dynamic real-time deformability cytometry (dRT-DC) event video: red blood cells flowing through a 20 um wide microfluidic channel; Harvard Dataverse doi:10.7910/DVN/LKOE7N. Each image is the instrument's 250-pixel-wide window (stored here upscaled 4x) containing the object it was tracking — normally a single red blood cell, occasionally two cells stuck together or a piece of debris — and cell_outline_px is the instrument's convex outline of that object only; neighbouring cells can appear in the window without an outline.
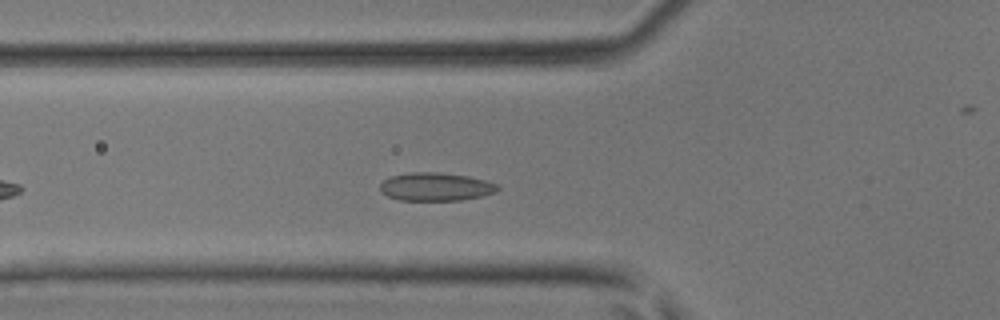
{"species": "common noctule bat (a hibernating species)", "species_latin": "Nyctalus noctula", "temperature_condition": "room temperature", "stored_images_in_passage": 23, "camera_frame_rate_fps": 3000, "um_per_image_px": 0.085, "animal": {"sex": "male", "body_mass_g": 17.9, "forearm_length_mm": 54.2}, "frame": {"image": 1, "passage_image": 3, "time_ms": 0.667, "image_size_px": [1000, 320], "cell_outline_px": [[500, 188], [496, 192], [480, 196], [460, 200], [400, 200], [388, 196], [380, 192], [380, 184], [388, 176], [408, 172], [440, 172], [468, 176], [484, 180], [496, 184]], "centroid_in_image_um": [36.99, 15.86], "position_along_channel_um": 88.8, "area_um2": 19.36}}
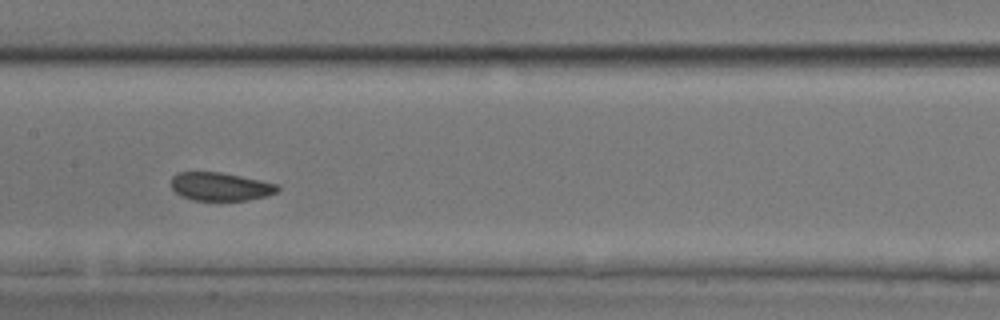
{"frame": {"image": 2, "passage_image": 10, "time_ms": 3.0, "image_size_px": [1000, 320], "cell_outline_px": [[280, 188], [276, 192], [268, 196], [248, 200], [192, 200], [180, 196], [172, 188], [172, 176], [180, 172], [220, 172], [240, 176], [276, 184]], "centroid_in_image_um": [18.72, 15.87], "position_along_channel_um": 188.7, "area_um2": 17.4}}
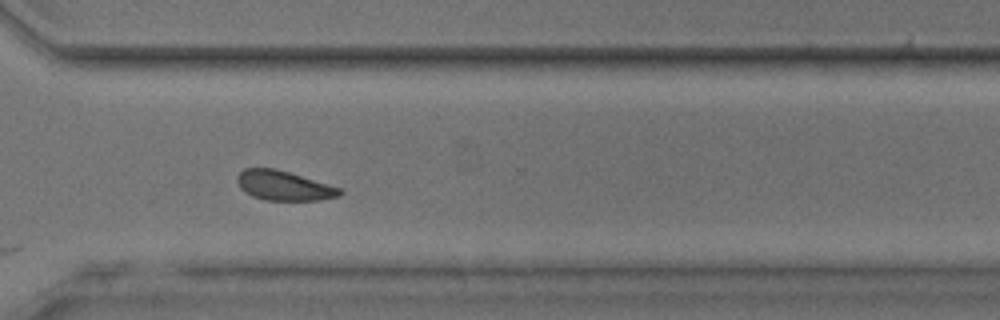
{"frame": {"image": 3, "passage_image": 21, "time_ms": 6.667, "image_size_px": [1000, 320], "cell_outline_px": [[344, 192], [340, 196], [320, 200], [264, 200], [252, 196], [244, 192], [240, 188], [236, 180], [236, 176], [244, 168], [276, 168], [344, 188]], "centroid_in_image_um": [24.16, 15.77], "position_along_channel_um": 346.4, "area_um2": 18.09}}